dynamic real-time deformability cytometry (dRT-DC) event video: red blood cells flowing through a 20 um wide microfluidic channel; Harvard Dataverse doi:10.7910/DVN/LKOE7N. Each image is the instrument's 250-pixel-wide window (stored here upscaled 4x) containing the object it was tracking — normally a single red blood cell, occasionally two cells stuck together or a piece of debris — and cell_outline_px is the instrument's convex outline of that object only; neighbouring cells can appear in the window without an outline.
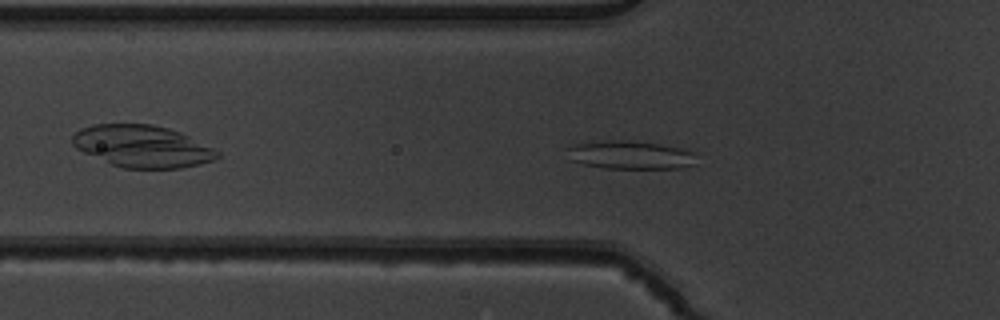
{"species": "common noctule bat (a hibernating species)", "species_latin": "Nyctalus noctula", "temperature_condition": "warm", "stored_images_in_passage": 41, "camera_frame_rate_fps": 3000, "um_per_image_px": 0.085, "animal": {"sex": "male", "body_mass_g": 19.5, "forearm_length_mm": 54.6}, "frame": {"image": 1, "passage_image": 6, "time_ms": 1.667, "image_size_px": [1000, 320], "cell_outline_px": [[696, 164], [680, 168], [604, 168], [584, 164], [572, 160], [564, 148], [572, 144], [612, 140], [616, 140], [656, 144], [680, 148], [692, 152]], "centroid_in_image_um": [53.52, 13.18], "position_along_channel_um": 72.3, "area_um2": 20.92}}
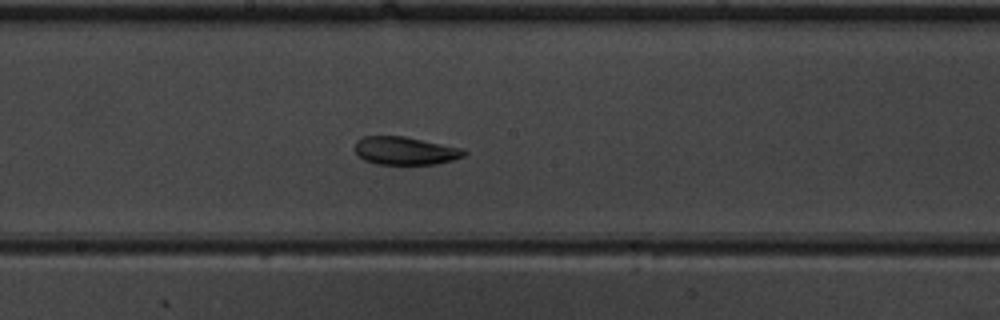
{"frame": {"image": 2, "passage_image": 17, "time_ms": 5.333, "image_size_px": [1000, 320], "cell_outline_px": [[468, 152], [464, 156], [452, 160], [436, 164], [376, 164], [364, 160], [356, 152], [356, 140], [364, 136], [404, 136], [464, 148]], "centroid_in_image_um": [34.47, 12.81], "position_along_channel_um": 213.7, "area_um2": 17.86}}
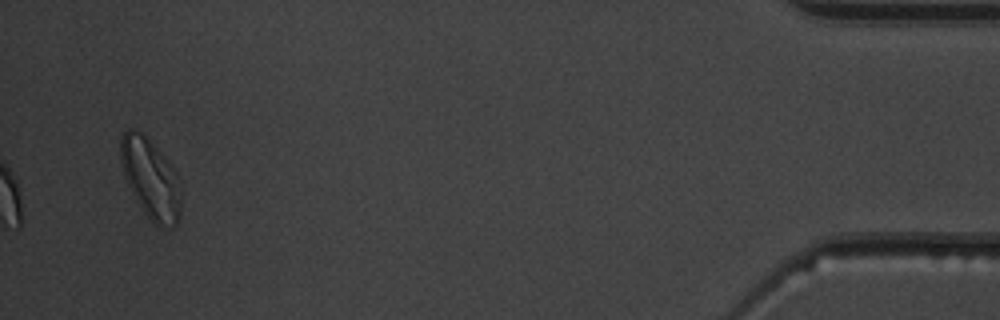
{"frame": {"image": 3, "passage_image": 39, "time_ms": 12.667, "image_size_px": [1000, 320], "cell_outline_px": [[180, 216], [176, 224], [172, 228], [160, 228], [148, 220], [132, 192], [124, 176], [120, 160], [120, 136], [128, 128], [132, 128], [140, 132], [168, 160], [176, 172], [180, 196]], "centroid_in_image_um": [12.79, 15.23], "position_along_channel_um": 422.4, "area_um2": 28.09}, "authors_computed_cell_mechanics": {"area_um2": 18.4382, "velocity_mm_per_s": 3.8658, "shape_relaxation_time_tau1_ms": 10.3795, "shape_relaxation_time_tau2_ms": 3.0766, "deformation_change_tau1": 0.2308, "deformation_change_tau2": 0.0936}}